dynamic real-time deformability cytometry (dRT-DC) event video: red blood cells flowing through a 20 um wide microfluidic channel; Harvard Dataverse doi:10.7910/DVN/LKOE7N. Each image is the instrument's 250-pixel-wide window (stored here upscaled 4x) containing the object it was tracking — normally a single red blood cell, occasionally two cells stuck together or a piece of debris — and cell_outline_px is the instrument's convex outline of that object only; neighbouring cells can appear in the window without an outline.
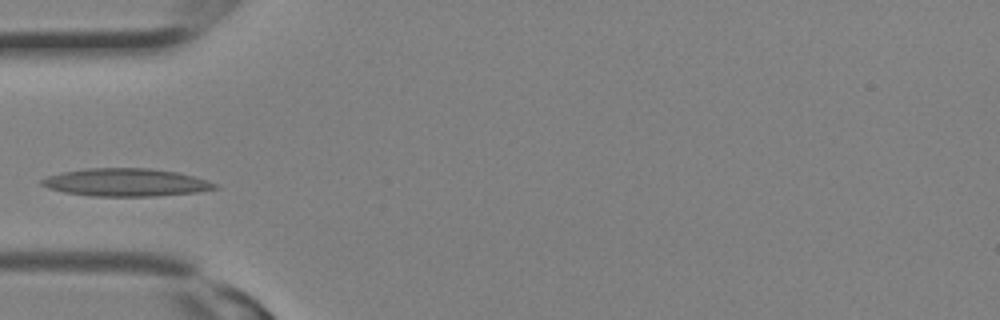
{"species": "Egyptian fruit bat (a non-hibernating species)", "species_latin": "Rousettus aegyptiacus", "temperature_condition": "room temperature", "stored_images_in_passage": 2, "camera_frame_rate_fps": 3000, "um_per_image_px": 0.085, "animal": {"sex": "female"}, "frame": {"image": 1, "passage_image": 1, "time_ms": 0.0, "image_size_px": [1000, 320], "cell_outline_px": [[220, 188], [196, 192], [156, 196], [92, 196], [64, 192], [48, 188], [40, 184], [40, 180], [48, 176], [60, 172], [84, 168], [152, 168], [176, 172], [192, 176], [220, 184]], "centroid_in_image_um": [10.7, 15.5], "position_along_channel_um": 74.3, "area_um2": 28.21}}